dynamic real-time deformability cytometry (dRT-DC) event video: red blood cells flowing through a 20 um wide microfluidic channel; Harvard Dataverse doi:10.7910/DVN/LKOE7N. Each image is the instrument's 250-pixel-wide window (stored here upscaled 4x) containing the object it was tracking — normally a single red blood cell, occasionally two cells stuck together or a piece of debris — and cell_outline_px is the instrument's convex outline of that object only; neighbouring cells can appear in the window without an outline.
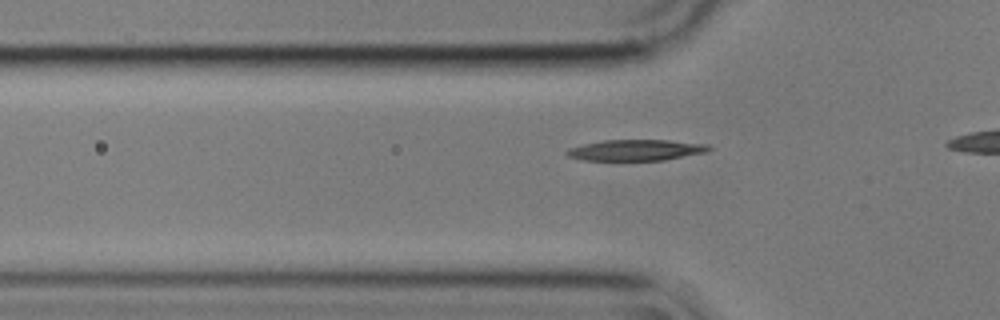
{"species": "common noctule bat (a hibernating species)", "species_latin": "Nyctalus noctula", "temperature_condition": "cold", "stored_images_in_passage": 5, "camera_frame_rate_fps": 3000, "um_per_image_px": 0.085, "animal": {"sex": "male", "body_mass_g": 17.9}, "frame": {"image": 1, "passage_image": 2, "time_ms": 0.333, "image_size_px": [1000, 320], "cell_outline_px": [[712, 148], [708, 152], [664, 160], [580, 160], [568, 156], [564, 152], [568, 148], [584, 144], [604, 140], [668, 140], [708, 144]], "centroid_in_image_um": [54.06, 12.76], "position_along_channel_um": 71.7, "area_um2": 17.46}}